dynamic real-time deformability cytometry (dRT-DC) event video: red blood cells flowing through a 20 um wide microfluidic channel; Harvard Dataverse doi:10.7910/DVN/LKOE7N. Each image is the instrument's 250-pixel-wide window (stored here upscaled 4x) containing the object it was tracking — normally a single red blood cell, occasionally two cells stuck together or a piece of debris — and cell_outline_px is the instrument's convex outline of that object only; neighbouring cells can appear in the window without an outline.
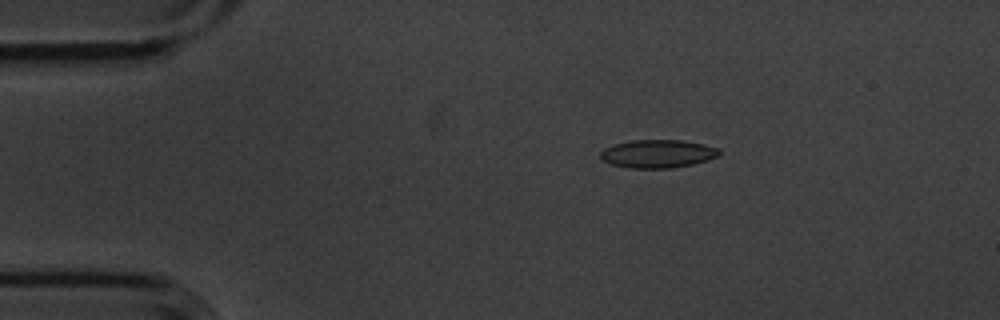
{"species": "common noctule bat (a hibernating species)", "species_latin": "Nyctalus noctula", "temperature_condition": "cold", "stored_images_in_passage": 3, "camera_frame_rate_fps": 3000, "um_per_image_px": 0.085, "animal": {"sex": "male", "body_mass_g": 20.1, "forearm_length_mm": 53.5}, "frame": {"image": 1, "passage_image": 2, "time_ms": 0.333, "image_size_px": [1000, 320], "cell_outline_px": [[720, 152], [716, 156], [708, 160], [692, 164], [672, 168], [628, 168], [612, 164], [604, 160], [600, 156], [600, 152], [604, 148], [616, 144], [632, 140], [680, 140], [704, 144], [720, 148]], "centroid_in_image_um": [55.92, 13.07], "position_along_channel_um": 29.1, "area_um2": 19.36}}